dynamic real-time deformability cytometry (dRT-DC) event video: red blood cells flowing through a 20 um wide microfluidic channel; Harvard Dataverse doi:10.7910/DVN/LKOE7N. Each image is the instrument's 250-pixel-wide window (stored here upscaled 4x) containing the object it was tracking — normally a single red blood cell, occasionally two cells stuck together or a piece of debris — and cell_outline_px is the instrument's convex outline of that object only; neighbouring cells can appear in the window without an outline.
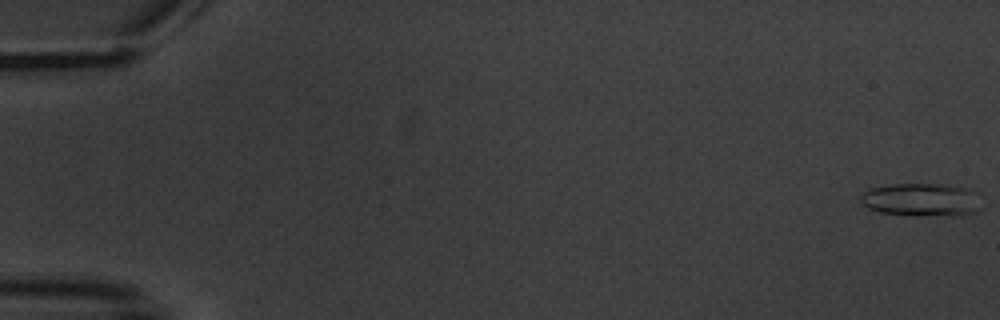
{"species": "common noctule bat (a hibernating species)", "species_latin": "Nyctalus noctula", "temperature_condition": "warm", "stored_images_in_passage": 6, "camera_frame_rate_fps": 3000, "um_per_image_px": 0.085, "animal": {"sex": "male", "body_mass_g": 20.1, "forearm_length_mm": 53.5}, "frame": {"image": 1, "passage_image": 1, "time_ms": 0.0, "image_size_px": [1000, 320], "cell_outline_px": [[980, 208], [976, 212], [960, 216], [912, 216], [880, 212], [868, 208], [860, 200], [860, 192], [872, 188], [888, 184], [940, 184], [968, 188], [980, 192]], "centroid_in_image_um": [78.38, 16.99], "position_along_channel_um": 6.6, "area_um2": 23.99}}